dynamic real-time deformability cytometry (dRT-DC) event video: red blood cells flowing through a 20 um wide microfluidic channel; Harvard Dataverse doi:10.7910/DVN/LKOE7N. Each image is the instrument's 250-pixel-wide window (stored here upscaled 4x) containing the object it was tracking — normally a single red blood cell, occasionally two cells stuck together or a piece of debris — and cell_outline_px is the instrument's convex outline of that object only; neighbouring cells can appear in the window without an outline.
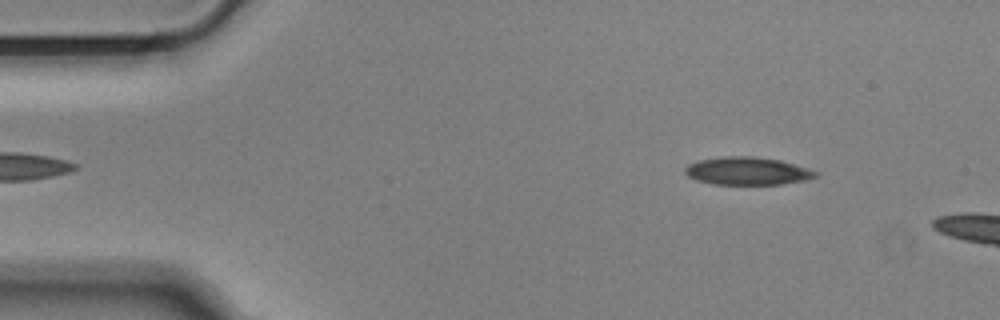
{"species": "Egyptian fruit bat (a non-hibernating species)", "species_latin": "Rousettus aegyptiacus", "temperature_condition": "cold", "stored_images_in_passage": 15, "camera_frame_rate_fps": 3000, "um_per_image_px": 0.085, "animal": {"sex": "male"}, "frame": {"image": 1, "passage_image": 6, "time_ms": 1.667, "image_size_px": [1000, 320], "cell_outline_px": [[820, 172], [816, 176], [804, 180], [780, 184], [712, 184], [696, 180], [688, 176], [684, 172], [684, 168], [688, 164], [696, 160], [720, 156], [752, 156], [780, 160], [808, 168]], "centroid_in_image_um": [63.48, 14.52], "position_along_channel_um": 21.5, "area_um2": 21.27}}
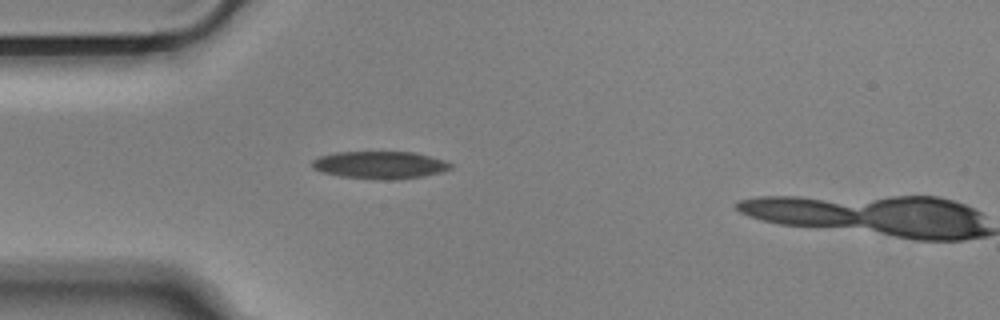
{"frame": {"image": 2, "passage_image": 14, "time_ms": 4.333, "image_size_px": [1000, 320], "cell_outline_px": [[452, 168], [440, 172], [424, 176], [396, 180], [384, 180], [340, 176], [324, 172], [312, 168], [312, 160], [320, 156], [336, 152], [416, 152], [444, 160], [452, 164]], "centroid_in_image_um": [32.31, 14.02], "position_along_channel_um": 52.7, "area_um2": 22.2}}